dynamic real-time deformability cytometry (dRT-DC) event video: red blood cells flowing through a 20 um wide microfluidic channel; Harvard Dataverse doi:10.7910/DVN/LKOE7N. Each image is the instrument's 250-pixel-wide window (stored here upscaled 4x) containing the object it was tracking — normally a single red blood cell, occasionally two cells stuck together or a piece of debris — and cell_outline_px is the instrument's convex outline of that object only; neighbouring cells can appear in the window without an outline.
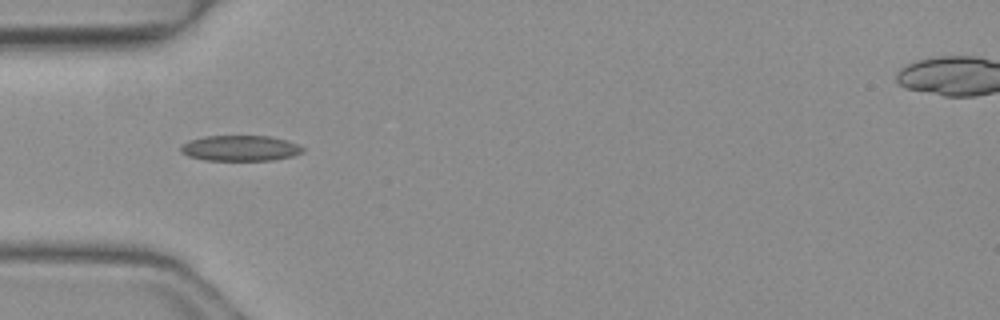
{"species": "common noctule bat (a hibernating species)", "species_latin": "Nyctalus noctula", "temperature_condition": "warm", "stored_images_in_passage": 35, "camera_frame_rate_fps": 3000, "um_per_image_px": 0.085, "animal": {"sex": "female", "body_mass_g": 19.3, "forearm_length_mm": 54.1}, "frame": {"image": 1, "passage_image": 1, "time_ms": 0.0, "image_size_px": [1000, 320], "cell_outline_px": [[304, 152], [292, 156], [272, 160], [204, 160], [188, 156], [180, 152], [180, 144], [188, 140], [204, 136], [268, 136], [288, 140], [304, 148]], "centroid_in_image_um": [20.38, 12.59], "position_along_channel_um": 64.6, "area_um2": 18.32}}
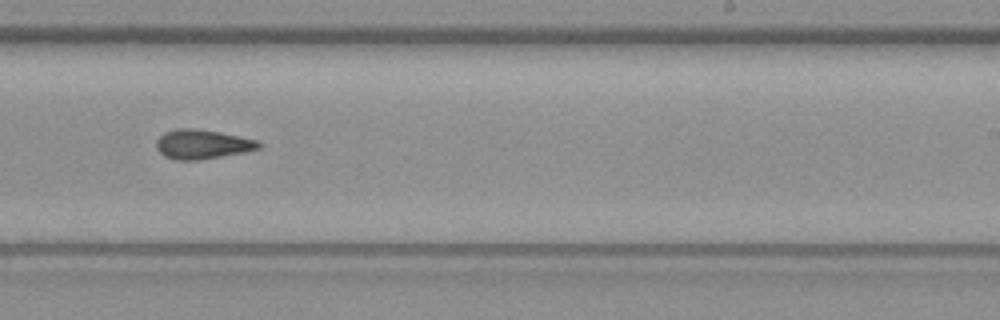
{"frame": {"image": 2, "passage_image": 16, "time_ms": 5.0, "image_size_px": [1000, 320], "cell_outline_px": [[260, 148], [244, 152], [200, 160], [176, 160], [164, 156], [156, 148], [156, 140], [164, 132], [176, 128], [196, 128], [240, 136], [256, 140], [260, 144]], "centroid_in_image_um": [17.15, 12.26], "position_along_channel_um": 271.8, "area_um2": 17.51}}
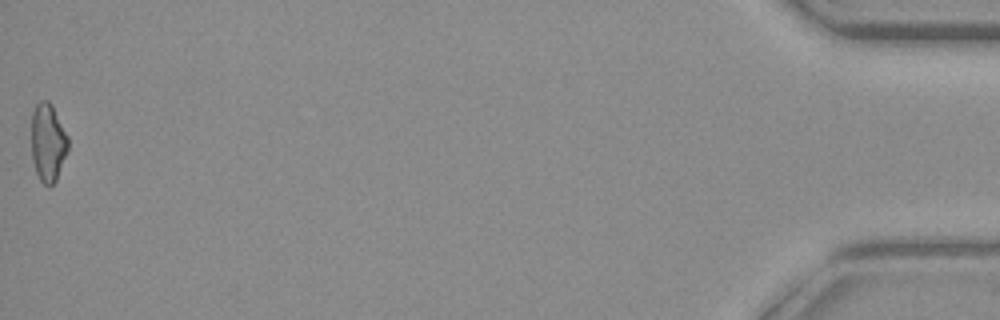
{"frame": {"image": 3, "passage_image": 35, "time_ms": 11.333, "image_size_px": [1000, 320], "cell_outline_px": [[68, 152], [56, 180], [48, 188], [40, 180], [36, 172], [32, 160], [32, 112], [36, 104], [40, 100], [48, 100], [52, 104], [68, 136]], "centroid_in_image_um": [4.08, 12.11], "position_along_channel_um": 431.1, "area_um2": 16.88}, "authors_computed_cell_mechanics": {"area_um2": 17.2244, "velocity_mm_per_s": 4.1529, "shape_relaxation_time_tau1_ms": null, "shape_relaxation_time_tau2_ms": 2.7624, "deformation_change_tau1": null, "deformation_change_tau2": 0.0939}}